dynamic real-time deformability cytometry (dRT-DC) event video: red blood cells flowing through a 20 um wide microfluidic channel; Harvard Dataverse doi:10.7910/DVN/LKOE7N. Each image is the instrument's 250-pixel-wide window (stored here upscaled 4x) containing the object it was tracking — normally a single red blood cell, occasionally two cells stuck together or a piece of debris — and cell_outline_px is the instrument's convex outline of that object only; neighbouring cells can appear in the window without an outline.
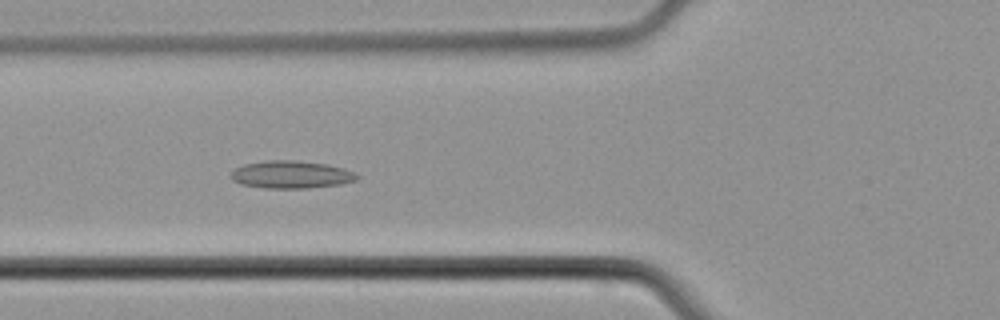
{"species": "common noctule bat (a hibernating species)", "species_latin": "Nyctalus noctula", "temperature_condition": "cold", "stored_images_in_passage": 50, "camera_frame_rate_fps": 3000, "um_per_image_px": 0.085, "animal": {"sex": "male", "body_mass_g": 21.5, "forearm_length_mm": 52.0}, "frame": {"image": 1, "passage_image": 19, "time_ms": 6.0, "image_size_px": [1000, 320], "cell_outline_px": [[360, 176], [356, 180], [340, 184], [308, 188], [264, 188], [240, 184], [232, 180], [228, 176], [236, 168], [244, 164], [268, 160], [296, 160], [328, 164], [344, 168]], "centroid_in_image_um": [24.72, 14.84], "position_along_channel_um": 101.1, "area_um2": 20.35}}
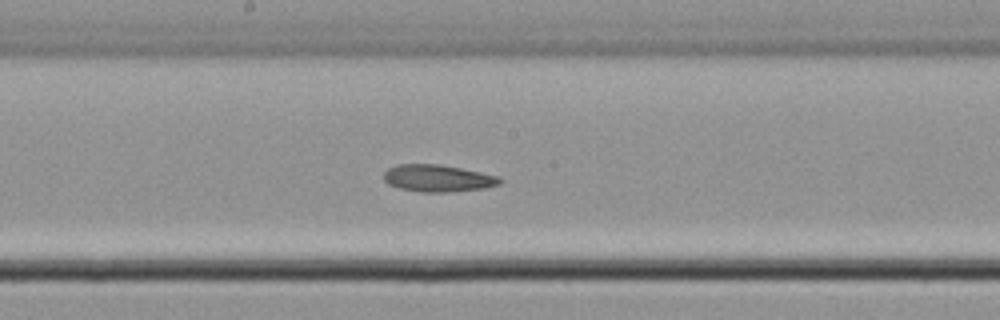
{"frame": {"image": 2, "passage_image": 27, "time_ms": 8.667, "image_size_px": [1000, 320], "cell_outline_px": [[504, 180], [500, 184], [484, 188], [444, 192], [420, 192], [400, 188], [388, 184], [384, 180], [384, 172], [388, 168], [396, 164], [440, 164], [500, 176]], "centroid_in_image_um": [37.22, 15.14], "position_along_channel_um": 211.0, "area_um2": 18.32}}
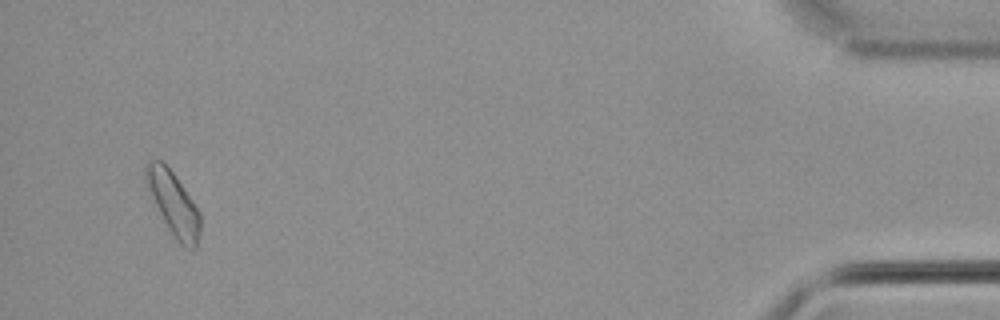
{"frame": {"image": 3, "passage_image": 48, "time_ms": 15.667, "image_size_px": [1000, 320], "cell_outline_px": [[200, 232], [196, 248], [192, 248], [180, 244], [176, 240], [168, 228], [144, 180], [144, 164], [148, 160], [160, 160], [172, 172], [200, 212]], "centroid_in_image_um": [14.72, 17.28], "position_along_channel_um": 420.5, "area_um2": 19.54}}